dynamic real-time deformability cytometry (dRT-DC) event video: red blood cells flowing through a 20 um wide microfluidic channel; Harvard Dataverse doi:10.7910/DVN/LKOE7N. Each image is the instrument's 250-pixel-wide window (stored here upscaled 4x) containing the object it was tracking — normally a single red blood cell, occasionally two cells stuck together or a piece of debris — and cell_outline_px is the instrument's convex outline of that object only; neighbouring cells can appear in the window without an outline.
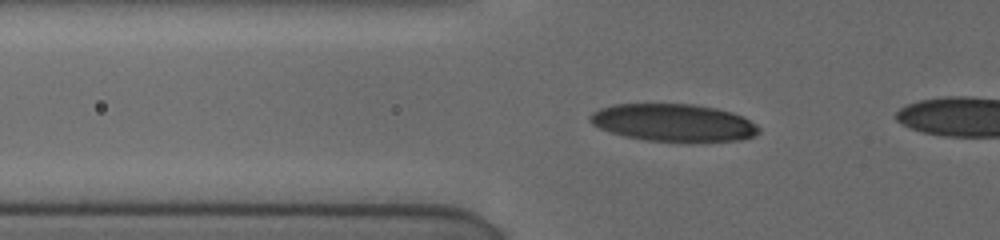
{"species": "human", "species_latin": "Homo sapiens", "temperature_condition": "cold", "stored_images_in_passage": 12, "camera_frame_rate_fps": 3000, "um_per_image_px": 0.085, "donor": {"sex": "female"}, "frame": {"image": 1, "passage_image": 7, "time_ms": 4.667, "image_size_px": [1000, 240], "cell_outline_px": [[760, 132], [756, 136], [740, 140], [692, 144], [644, 140], [624, 136], [600, 128], [592, 124], [588, 120], [588, 116], [592, 112], [600, 108], [612, 104], [692, 104], [716, 108], [732, 112], [744, 116], [756, 124], [760, 128]], "centroid_in_image_um": [57.29, 10.46], "position_along_channel_um": 68.5, "area_um2": 37.97}}
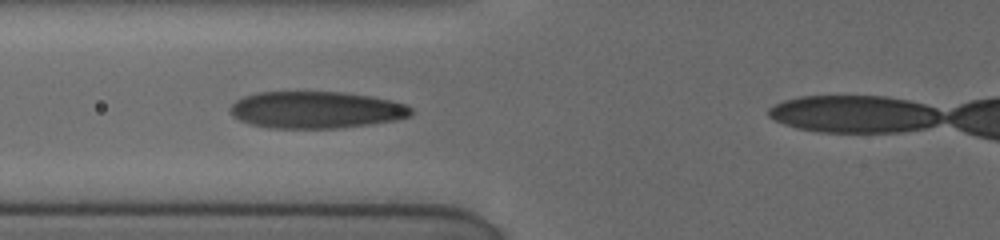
{"frame": {"image": 2, "passage_image": 9, "time_ms": 5.667, "image_size_px": [1000, 240], "cell_outline_px": [[412, 112], [408, 116], [392, 120], [368, 124], [336, 128], [272, 128], [248, 124], [232, 116], [228, 108], [236, 100], [244, 96], [260, 92], [340, 92], [368, 96], [388, 100], [404, 104], [412, 108]], "centroid_in_image_um": [26.78, 9.34], "position_along_channel_um": 99.0, "area_um2": 38.55}}
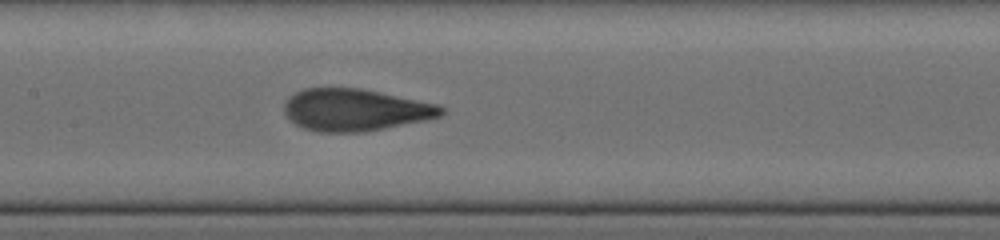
{"frame": {"image": 3, "passage_image": 12, "time_ms": 7.667, "image_size_px": [1000, 240], "cell_outline_px": [[444, 112], [440, 116], [428, 120], [364, 132], [316, 132], [304, 128], [296, 124], [284, 112], [284, 104], [288, 96], [304, 88], [360, 88], [440, 104], [444, 108]], "centroid_in_image_um": [30.21, 9.34], "position_along_channel_um": 177.2, "area_um2": 38.67}}